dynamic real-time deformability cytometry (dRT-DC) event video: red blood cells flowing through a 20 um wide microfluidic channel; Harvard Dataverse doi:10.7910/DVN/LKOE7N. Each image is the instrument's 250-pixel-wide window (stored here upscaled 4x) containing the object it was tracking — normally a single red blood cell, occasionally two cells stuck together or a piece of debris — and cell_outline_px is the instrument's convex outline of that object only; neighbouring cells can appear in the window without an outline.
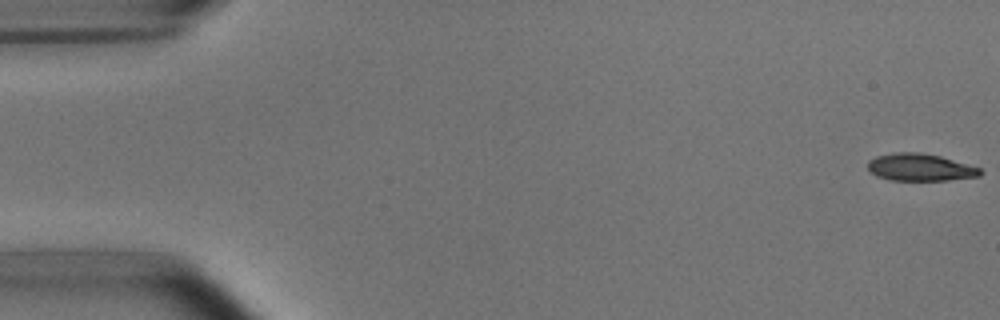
{"species": "common noctule bat (a hibernating species)", "species_latin": "Nyctalus noctula", "temperature_condition": "room temperature", "stored_images_in_passage": 16, "camera_frame_rate_fps": 3000, "um_per_image_px": 0.085, "animal": {"sex": "male", "body_mass_g": 15.6}, "frame": {"image": 1, "passage_image": 1, "time_ms": 0.0, "image_size_px": [1000, 320], "cell_outline_px": [[984, 172], [980, 176], [948, 180], [892, 180], [876, 176], [868, 172], [868, 160], [876, 156], [892, 152], [920, 152], [940, 156], [980, 168]], "centroid_in_image_um": [78.18, 14.22], "position_along_channel_um": 6.8, "area_um2": 17.98}}
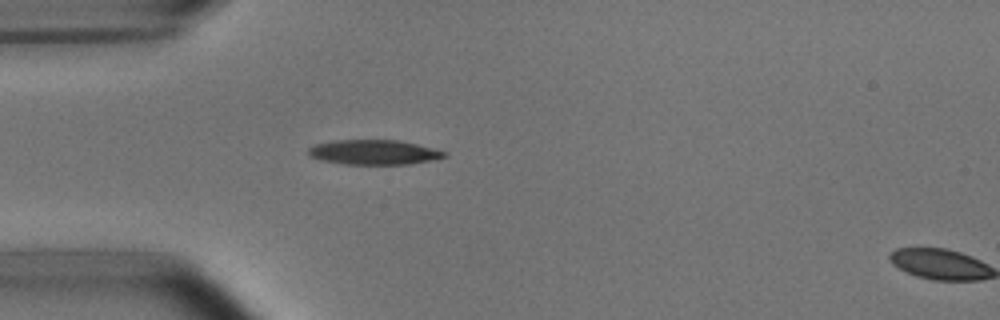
{"frame": {"image": 2, "passage_image": 15, "time_ms": 4.667, "image_size_px": [1000, 320], "cell_outline_px": [[448, 156], [432, 160], [408, 164], [344, 164], [320, 160], [312, 156], [308, 152], [308, 148], [316, 144], [332, 140], [400, 140], [448, 152]], "centroid_in_image_um": [31.8, 12.94], "position_along_channel_um": 53.2, "area_um2": 19.59}}